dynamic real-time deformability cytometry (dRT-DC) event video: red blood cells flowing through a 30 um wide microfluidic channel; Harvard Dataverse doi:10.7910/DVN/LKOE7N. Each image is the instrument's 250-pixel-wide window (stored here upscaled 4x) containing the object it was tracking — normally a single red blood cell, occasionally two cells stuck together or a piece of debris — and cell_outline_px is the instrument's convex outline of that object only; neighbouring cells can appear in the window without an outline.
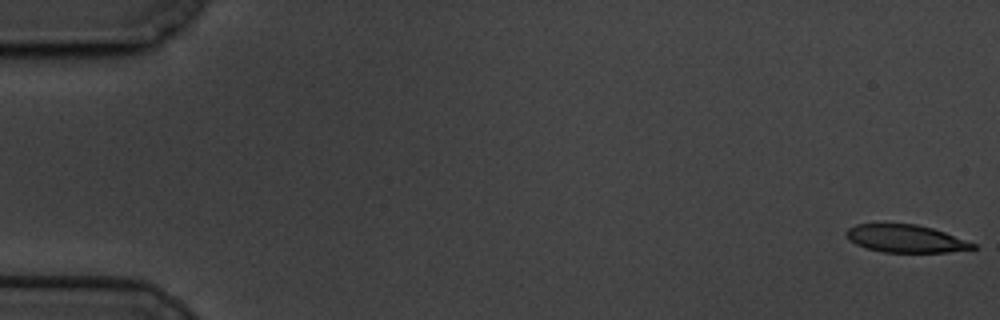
{"species": "common noctule bat (a hibernating species)", "species_latin": "Nyctalus noctula", "temperature_condition": "cold", "stored_images_in_passage": 60, "camera_frame_rate_fps": 3000, "um_per_image_px": 0.085, "animal": {"sex": "male", "body_mass_g": 19.5, "forearm_length_mm": 54.6}, "frame": {"image": 1, "passage_image": 1, "time_ms": 0.0, "image_size_px": [1000, 320], "cell_outline_px": [[976, 248], [948, 252], [884, 252], [868, 248], [856, 244], [848, 240], [844, 232], [848, 228], [856, 224], [916, 224], [932, 228], [944, 232], [976, 244]], "centroid_in_image_um": [76.95, 20.28], "position_along_channel_um": 8.1, "area_um2": 20.23}}
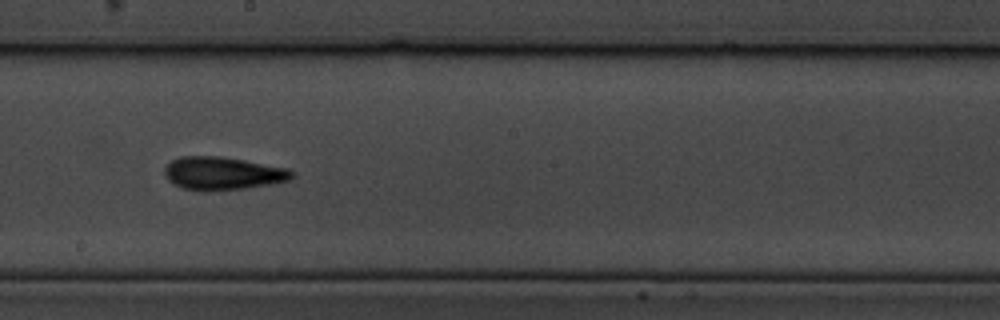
{"frame": {"image": 2, "passage_image": 34, "time_ms": 11.0, "image_size_px": [1000, 320], "cell_outline_px": [[296, 172], [288, 180], [268, 184], [244, 188], [204, 192], [200, 192], [180, 188], [172, 184], [168, 180], [164, 172], [164, 168], [172, 160], [180, 156], [220, 156], [244, 160], [288, 168]], "centroid_in_image_um": [18.87, 14.74], "position_along_channel_um": 229.3, "area_um2": 24.68}}
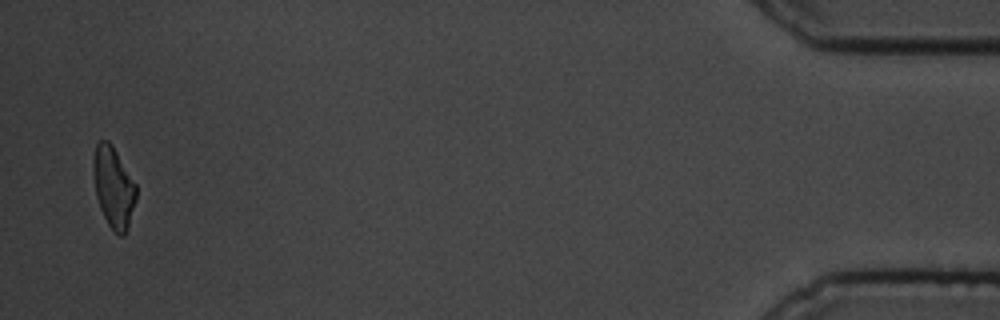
{"frame": {"image": 3, "passage_image": 59, "time_ms": 19.333, "image_size_px": [1000, 320], "cell_outline_px": [[136, 200], [124, 236], [120, 236], [108, 224], [100, 208], [96, 196], [92, 168], [92, 160], [96, 144], [100, 140], [108, 140], [112, 144], [136, 184]], "centroid_in_image_um": [9.63, 15.87], "position_along_channel_um": 425.6, "area_um2": 20.11}, "authors_computed_cell_mechanics": {"area_um2": 22.3108, "velocity_mm_per_s": 3.341, "shape_relaxation_time_tau1_ms": 3.9186, "shape_relaxation_time_tau2_ms": 3.2056, "deformation_change_tau1": 0.1541, "deformation_change_tau2": 0.1213}}